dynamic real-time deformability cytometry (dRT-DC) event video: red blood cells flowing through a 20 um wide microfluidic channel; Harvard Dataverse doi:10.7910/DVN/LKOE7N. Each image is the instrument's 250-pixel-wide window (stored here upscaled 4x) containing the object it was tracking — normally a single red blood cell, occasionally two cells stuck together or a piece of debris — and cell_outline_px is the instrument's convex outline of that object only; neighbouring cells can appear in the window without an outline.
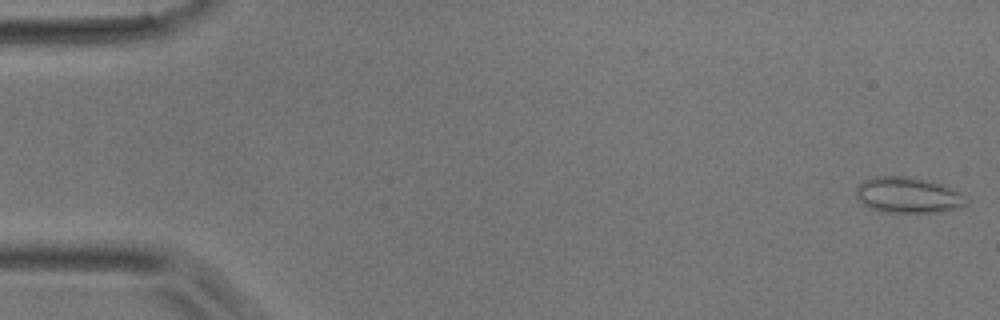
{"species": "common noctule bat (a hibernating species)", "species_latin": "Nyctalus noctula", "temperature_condition": "room temperature", "stored_images_in_passage": 50, "camera_frame_rate_fps": 3000, "um_per_image_px": 0.085, "animal": {"sex": "male", "body_mass_g": 17.9}, "frame": {"image": 1, "passage_image": 1, "time_ms": 0.0, "image_size_px": [1000, 320], "cell_outline_px": [[968, 204], [956, 208], [940, 212], [884, 212], [872, 208], [864, 204], [856, 196], [856, 188], [864, 180], [872, 176], [908, 176], [944, 184], [956, 192]], "centroid_in_image_um": [77.12, 16.57], "position_along_channel_um": 7.9, "area_um2": 22.6}}
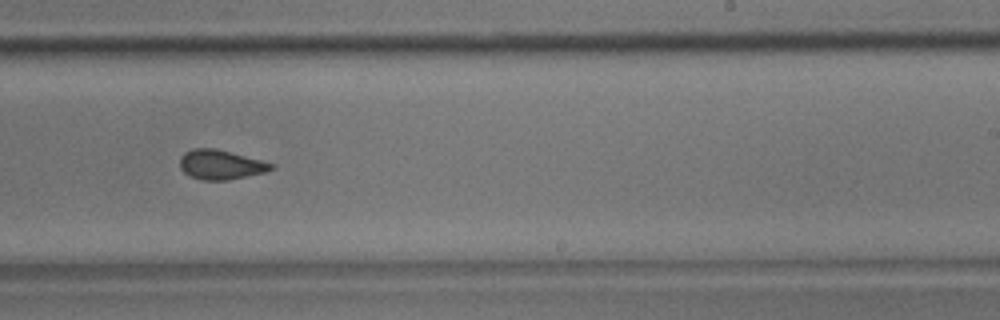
{"frame": {"image": 2, "passage_image": 31, "time_ms": 10.0, "image_size_px": [1000, 320], "cell_outline_px": [[272, 168], [264, 172], [228, 180], [200, 180], [184, 172], [180, 168], [180, 156], [184, 152], [192, 148], [216, 148], [260, 160], [272, 164]], "centroid_in_image_um": [18.69, 13.98], "position_along_channel_um": 270.3, "area_um2": 15.49}}
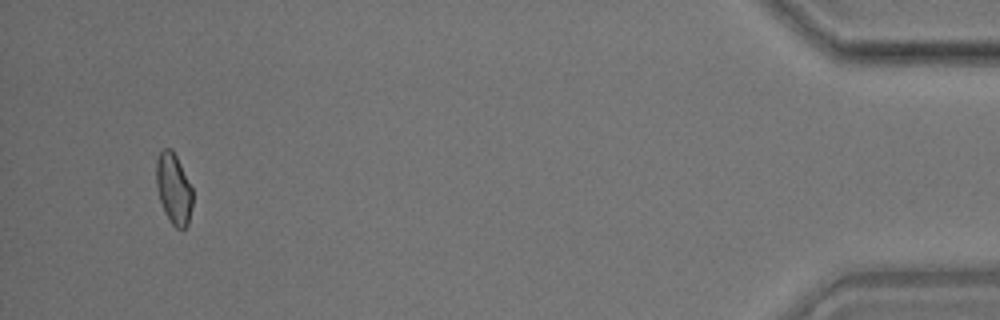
{"frame": {"image": 3, "passage_image": 48, "time_ms": 15.667, "image_size_px": [1000, 320], "cell_outline_px": [[192, 204], [188, 224], [184, 228], [176, 228], [172, 224], [160, 200], [156, 188], [156, 160], [160, 152], [164, 148], [172, 148], [192, 188]], "centroid_in_image_um": [14.75, 16.01], "position_along_channel_um": 420.4, "area_um2": 14.74}}